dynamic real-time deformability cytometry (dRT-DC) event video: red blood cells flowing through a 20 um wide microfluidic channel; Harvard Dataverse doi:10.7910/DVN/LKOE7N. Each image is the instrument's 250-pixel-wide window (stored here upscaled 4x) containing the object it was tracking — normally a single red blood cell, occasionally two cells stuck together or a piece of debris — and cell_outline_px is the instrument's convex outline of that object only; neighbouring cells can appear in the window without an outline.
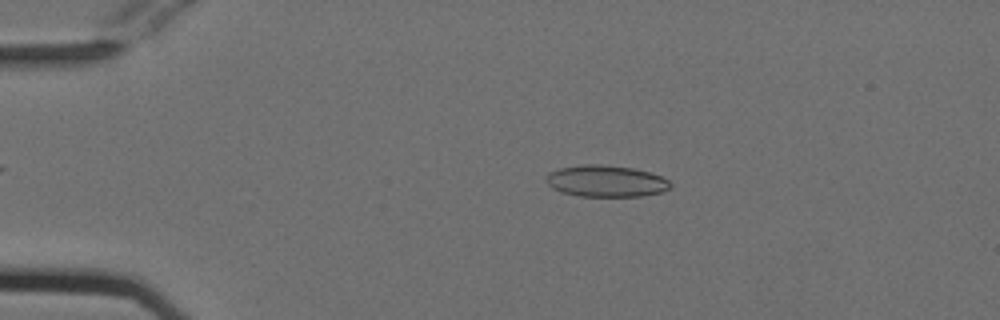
{"species": "Egyptian fruit bat (a non-hibernating species)", "species_latin": "Rousettus aegyptiacus", "temperature_condition": "cold", "stored_images_in_passage": 41, "camera_frame_rate_fps": 3000, "um_per_image_px": 0.085, "animal": {"sex": "female"}, "frame": {"image": 1, "passage_image": 3, "time_ms": 0.667, "image_size_px": [1000, 320], "cell_outline_px": [[672, 188], [660, 192], [644, 196], [580, 196], [560, 192], [552, 188], [548, 184], [548, 172], [560, 168], [584, 164], [600, 164], [632, 168], [648, 172], [660, 176], [668, 180], [672, 184]], "centroid_in_image_um": [51.52, 15.4], "position_along_channel_um": 33.5, "area_um2": 22.77}}
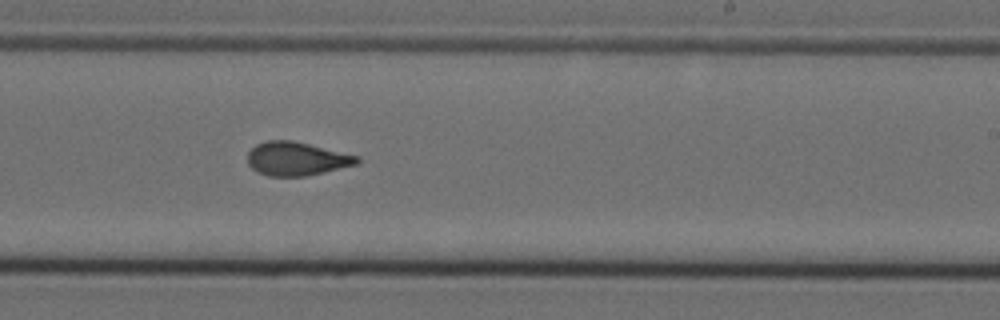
{"frame": {"image": 2, "passage_image": 25, "time_ms": 8.0, "image_size_px": [1000, 320], "cell_outline_px": [[360, 160], [356, 164], [308, 176], [268, 176], [256, 172], [248, 164], [248, 152], [256, 144], [264, 140], [292, 140], [360, 156]], "centroid_in_image_um": [25.18, 13.49], "position_along_channel_um": 263.8, "area_um2": 21.5}}
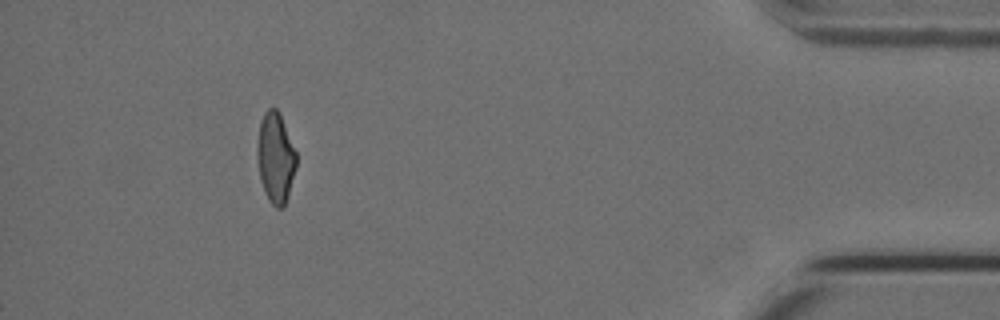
{"frame": {"image": 3, "passage_image": 41, "time_ms": 13.333, "image_size_px": [1000, 320], "cell_outline_px": [[296, 168], [288, 196], [284, 208], [276, 208], [268, 200], [264, 192], [260, 180], [256, 156], [256, 148], [260, 120], [264, 112], [268, 108], [276, 108], [280, 112], [296, 152]], "centroid_in_image_um": [23.4, 13.41], "position_along_channel_um": 411.8, "area_um2": 20.98}, "authors_computed_cell_mechanics": {"area_um2": 21.675, "velocity_mm_per_s": 3.7997, "shape_relaxation_time_tau1_ms": null, "shape_relaxation_time_tau2_ms": 1.9876, "deformation_change_tau1": null, "deformation_change_tau2": 0.073}}